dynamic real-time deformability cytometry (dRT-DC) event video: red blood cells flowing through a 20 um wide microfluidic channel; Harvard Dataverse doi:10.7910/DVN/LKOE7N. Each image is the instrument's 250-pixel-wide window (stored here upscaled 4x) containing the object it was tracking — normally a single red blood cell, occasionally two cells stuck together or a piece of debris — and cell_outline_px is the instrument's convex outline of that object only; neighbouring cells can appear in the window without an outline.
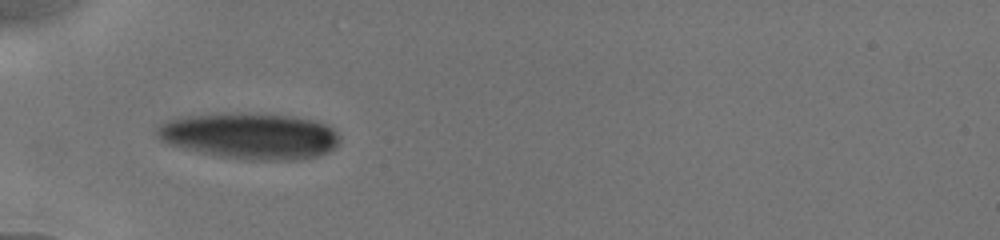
{"species": "human", "species_latin": "Homo sapiens", "temperature_condition": "cold", "stored_images_in_passage": 51, "camera_frame_rate_fps": 3000, "um_per_image_px": 0.085, "donor": {"sex": "male"}, "frame": {"image": 1, "passage_image": 1, "time_ms": 0.0, "image_size_px": [1000, 240], "cell_outline_px": [[340, 140], [328, 152], [316, 156], [300, 160], [244, 160], [220, 156], [200, 152], [168, 144], [160, 140], [156, 136], [156, 128], [160, 124], [168, 120], [180, 116], [240, 112], [288, 116], [316, 120], [332, 128], [340, 136]], "centroid_in_image_um": [21.22, 11.55], "position_along_channel_um": 63.8, "area_um2": 49.36}}
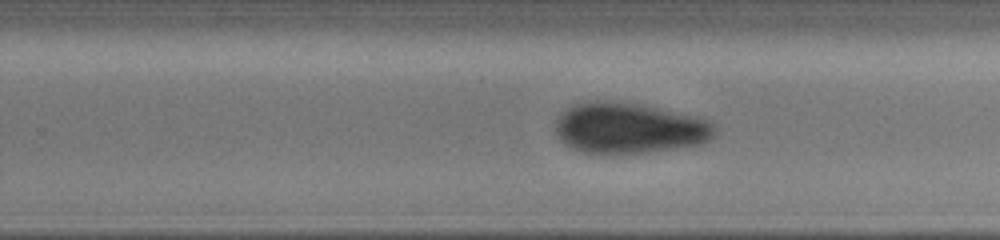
{"frame": {"image": 2, "passage_image": 25, "time_ms": 5.667, "image_size_px": [1000, 240], "cell_outline_px": [[716, 136], [700, 144], [644, 152], [584, 152], [572, 148], [564, 144], [556, 136], [556, 120], [564, 108], [572, 104], [592, 100], [604, 100], [640, 104], [700, 116], [712, 120], [716, 128]], "centroid_in_image_um": [53.49, 10.85], "position_along_channel_um": 276.3, "area_um2": 47.34}}
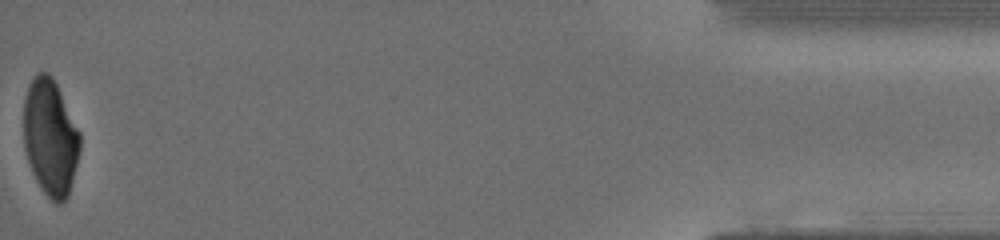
{"frame": {"image": 3, "passage_image": 50, "time_ms": 11.667, "image_size_px": [1000, 240], "cell_outline_px": [[80, 152], [68, 196], [60, 204], [56, 204], [44, 192], [36, 180], [32, 172], [24, 148], [24, 100], [32, 76], [36, 72], [48, 72], [52, 76], [80, 132]], "centroid_in_image_um": [4.27, 11.67], "position_along_channel_um": 430.9, "area_um2": 38.15}, "authors_computed_cell_mechanics": {"area_um2": 47.3382, "velocity_mm_per_s": 3.8966, "shape_relaxation_time_tau1_ms": 5.569, "shape_relaxation_time_tau2_ms": 5.3421, "deformation_change_tau1": 0.1374, "deformation_change_tau2": 0.1049}}